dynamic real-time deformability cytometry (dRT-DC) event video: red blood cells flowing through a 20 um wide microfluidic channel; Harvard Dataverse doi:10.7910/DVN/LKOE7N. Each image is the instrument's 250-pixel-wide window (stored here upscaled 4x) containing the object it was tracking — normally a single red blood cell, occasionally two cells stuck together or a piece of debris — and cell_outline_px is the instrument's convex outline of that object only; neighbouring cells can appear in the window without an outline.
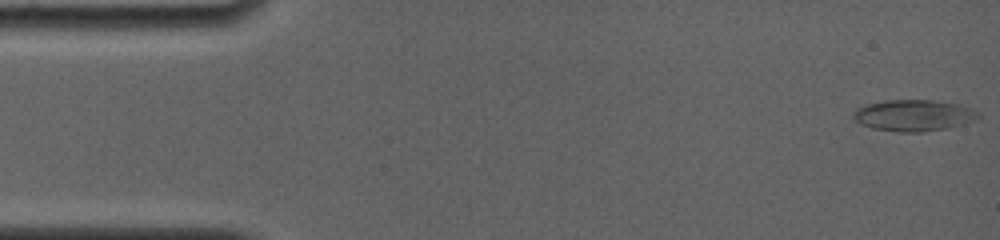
{"species": "common noctule bat (a hibernating species)", "species_latin": "Nyctalus noctula", "temperature_condition": "room temperature", "stored_images_in_passage": 42, "camera_frame_rate_fps": 4000, "um_per_image_px": 0.085, "animal": {"sex": "female", "body_mass_g": 19.0, "forearm_length_mm": 56.7}, "frame": {"image": 1, "passage_image": 1, "time_ms": 0.0, "image_size_px": [1000, 240], "cell_outline_px": [[980, 116], [976, 120], [964, 124], [948, 128], [920, 132], [900, 132], [872, 128], [860, 124], [852, 116], [860, 108], [868, 104], [884, 100], [932, 100], [952, 104], [980, 112]], "centroid_in_image_um": [77.67, 9.82], "position_along_channel_um": 7.3, "area_um2": 22.43}}
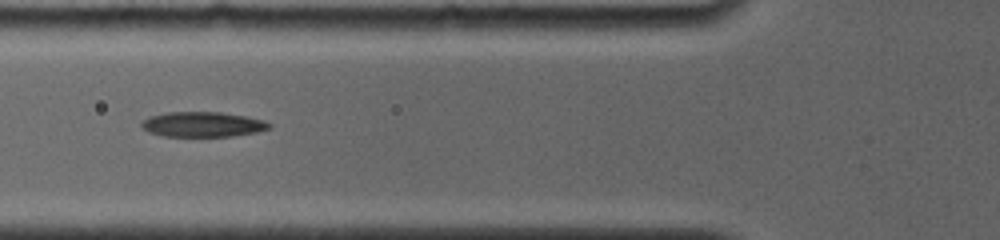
{"frame": {"image": 2, "passage_image": 23, "time_ms": 5.75, "image_size_px": [1000, 240], "cell_outline_px": [[272, 128], [256, 132], [232, 136], [164, 136], [148, 132], [140, 124], [144, 120], [152, 116], [168, 112], [220, 112], [244, 116], [260, 120], [272, 124]], "centroid_in_image_um": [17.23, 10.57], "position_along_channel_um": 108.6, "area_um2": 18.38}}
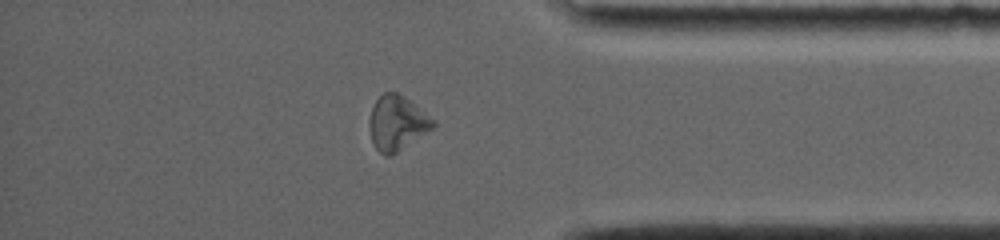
{"frame": {"image": 3, "passage_image": 37, "time_ms": 13.5, "image_size_px": [1000, 240], "cell_outline_px": [[436, 124], [428, 132], [396, 152], [388, 156], [384, 156], [376, 148], [372, 140], [368, 124], [368, 120], [372, 108], [376, 100], [384, 92], [396, 92], [408, 100], [436, 120]], "centroid_in_image_um": [33.74, 10.46], "position_along_channel_um": 401.5, "area_um2": 20.0}, "authors_computed_cell_mechanics": {"area_um2": 19.6231, "velocity_mm_per_s": 3.863, "shape_relaxation_time_tau1_ms": 4.9049, "shape_relaxation_time_tau2_ms": null, "deformation_change_tau1": 0.1449, "deformation_change_tau2": null}}